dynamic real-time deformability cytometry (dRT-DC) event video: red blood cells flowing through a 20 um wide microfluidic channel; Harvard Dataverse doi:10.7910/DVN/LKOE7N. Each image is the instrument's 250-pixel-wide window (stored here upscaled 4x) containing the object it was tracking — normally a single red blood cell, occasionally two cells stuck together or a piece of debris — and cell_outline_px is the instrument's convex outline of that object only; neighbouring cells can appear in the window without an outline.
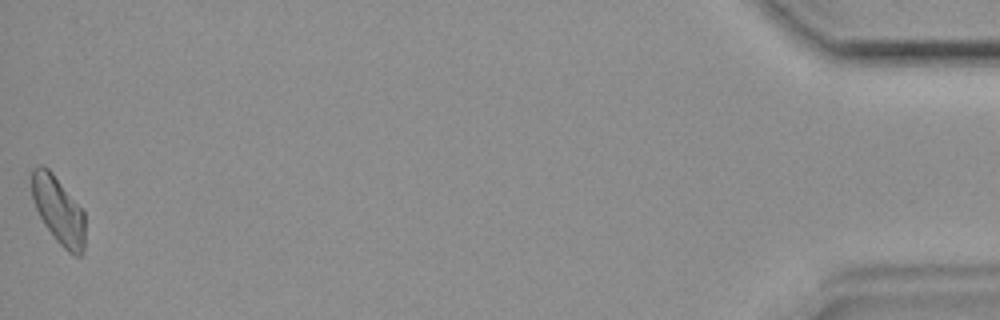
{"species": "common noctule bat (a hibernating species)", "species_latin": "Nyctalus noctula", "temperature_condition": "room temperature", "stored_images_in_passage": 39, "camera_frame_rate_fps": 3000, "um_per_image_px": 0.085, "animal": {"sex": "female", "body_mass_g": 19.9}, "frame": {"image": 1, "passage_image": 39, "time_ms": 12.667, "image_size_px": [1000, 320], "cell_outline_px": [[84, 248], [80, 256], [76, 256], [68, 252], [56, 240], [44, 224], [36, 208], [32, 196], [32, 168], [40, 164], [44, 164], [52, 172], [84, 212]], "centroid_in_image_um": [4.96, 17.86], "position_along_channel_um": 430.2, "area_um2": 20.69}}